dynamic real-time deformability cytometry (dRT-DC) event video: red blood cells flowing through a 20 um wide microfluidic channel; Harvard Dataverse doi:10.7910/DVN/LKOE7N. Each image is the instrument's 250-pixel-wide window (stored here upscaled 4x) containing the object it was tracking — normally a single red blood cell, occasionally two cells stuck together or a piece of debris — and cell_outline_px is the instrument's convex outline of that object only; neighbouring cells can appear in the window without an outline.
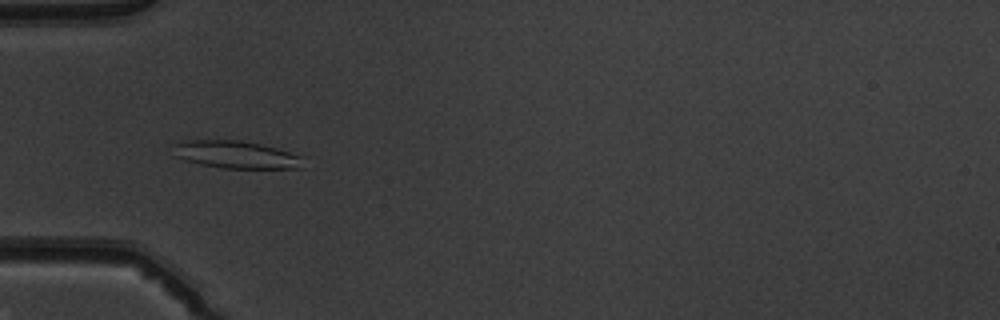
{"species": "common noctule bat (a hibernating species)", "species_latin": "Nyctalus noctula", "temperature_condition": "warm", "stored_images_in_passage": 36, "camera_frame_rate_fps": 3000, "um_per_image_px": 0.085, "animal": {"sex": "male", "body_mass_g": 19.5, "forearm_length_mm": 54.6}, "frame": {"image": 1, "passage_image": 2, "time_ms": 0.333, "image_size_px": [1000, 320], "cell_outline_px": [[304, 168], [220, 168], [200, 164], [184, 160], [176, 156], [172, 144], [180, 140], [240, 140], [260, 144], [276, 148], [300, 156]], "centroid_in_image_um": [20.0, 13.14], "position_along_channel_um": 65.0, "area_um2": 20.81}}
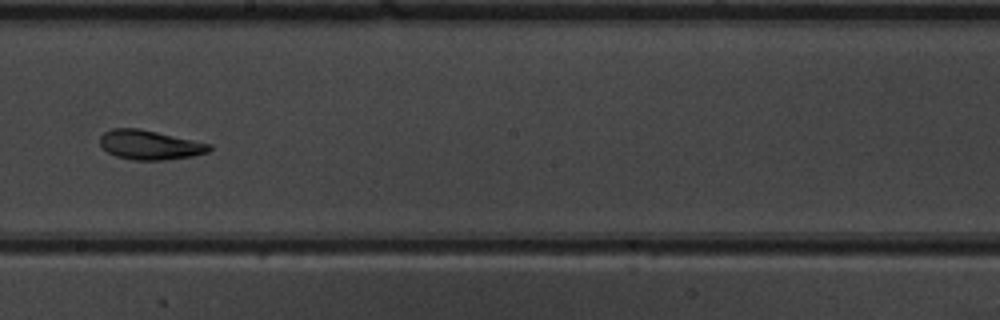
{"frame": {"image": 2, "passage_image": 15, "time_ms": 4.667, "image_size_px": [1000, 320], "cell_outline_px": [[212, 148], [208, 152], [192, 156], [168, 160], [136, 160], [116, 156], [108, 152], [100, 144], [100, 136], [104, 132], [112, 128], [140, 128], [212, 144]], "centroid_in_image_um": [12.75, 12.31], "position_along_channel_um": 235.5, "area_um2": 18.79}}
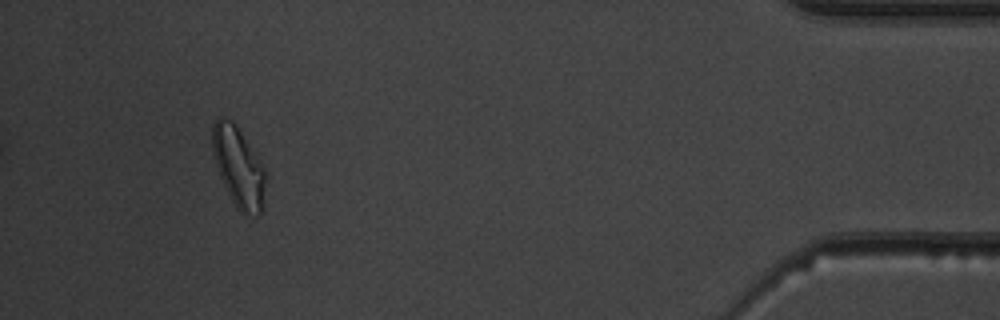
{"frame": {"image": 3, "passage_image": 33, "time_ms": 10.667, "image_size_px": [1000, 320], "cell_outline_px": [[268, 176], [264, 208], [256, 216], [244, 216], [236, 208], [220, 176], [212, 152], [212, 124], [220, 116], [224, 116], [232, 120], [236, 124], [264, 168]], "centroid_in_image_um": [20.31, 14.24], "position_along_channel_um": 414.9, "area_um2": 25.32}, "authors_computed_cell_mechanics": {"area_um2": 19.0162, "velocity_mm_per_s": 3.9857, "shape_relaxation_time_tau1_ms": 5.192, "shape_relaxation_time_tau2_ms": 3.6436, "deformation_change_tau1": 0.1543, "deformation_change_tau2": 0.1111}}